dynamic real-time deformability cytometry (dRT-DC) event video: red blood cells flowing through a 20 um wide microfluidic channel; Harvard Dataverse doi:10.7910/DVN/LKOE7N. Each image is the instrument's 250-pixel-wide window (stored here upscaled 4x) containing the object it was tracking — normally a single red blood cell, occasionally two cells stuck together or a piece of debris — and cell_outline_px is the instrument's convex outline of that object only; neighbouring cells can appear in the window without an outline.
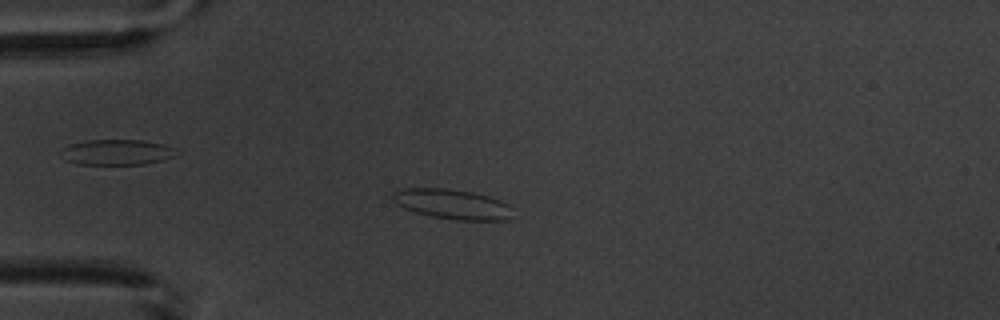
{"species": "common noctule bat (a hibernating species)", "species_latin": "Nyctalus noctula", "temperature_condition": "warm", "stored_images_in_passage": 4, "camera_frame_rate_fps": 3000, "um_per_image_px": 0.085, "animal": {"sex": "male", "body_mass_g": 20.1, "forearm_length_mm": 53.5}, "frame": {"image": 1, "passage_image": 2, "time_ms": 2.0, "image_size_px": [1000, 320], "cell_outline_px": [[508, 220], [456, 220], [432, 216], [416, 212], [404, 208], [396, 204], [392, 200], [392, 192], [404, 188], [444, 188], [472, 192], [488, 196], [500, 200], [508, 204]], "centroid_in_image_um": [38.36, 17.34], "position_along_channel_um": 46.6, "area_um2": 20.63}}